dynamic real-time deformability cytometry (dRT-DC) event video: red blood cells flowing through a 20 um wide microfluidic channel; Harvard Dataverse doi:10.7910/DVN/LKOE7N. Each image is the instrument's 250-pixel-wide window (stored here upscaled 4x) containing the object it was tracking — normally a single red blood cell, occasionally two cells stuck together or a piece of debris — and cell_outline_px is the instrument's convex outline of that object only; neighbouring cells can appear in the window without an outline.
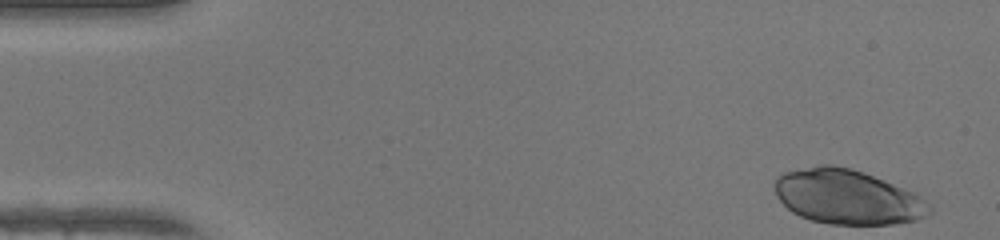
{"species": "human", "species_latin": "Homo sapiens", "temperature_condition": "warm", "stored_images_in_passage": 47, "camera_frame_rate_fps": 3000, "um_per_image_px": 0.085, "donor": {"sex": "female"}, "frame": {"image": 1, "passage_image": 1, "time_ms": 0.0, "image_size_px": [1000, 240], "cell_outline_px": [[932, 212], [916, 220], [892, 224], [828, 224], [812, 220], [800, 216], [792, 212], [776, 196], [776, 176], [784, 172], [820, 164], [832, 164], [852, 168], [884, 180], [912, 192], [920, 196], [932, 208]], "centroid_in_image_um": [72.01, 16.73], "position_along_channel_um": 13.0, "area_um2": 49.01}}
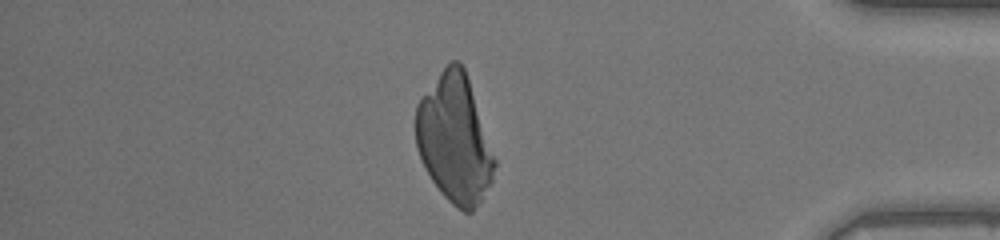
{"frame": {"image": 2, "passage_image": 40, "time_ms": 13.0, "image_size_px": [1000, 240], "cell_outline_px": [[496, 164], [492, 180], [480, 200], [472, 212], [464, 212], [456, 208], [440, 192], [432, 180], [416, 148], [416, 104], [440, 72], [452, 60], [460, 60], [464, 68], [496, 160]], "centroid_in_image_um": [38.63, 11.82], "position_along_channel_um": 396.6, "area_um2": 57.92}}
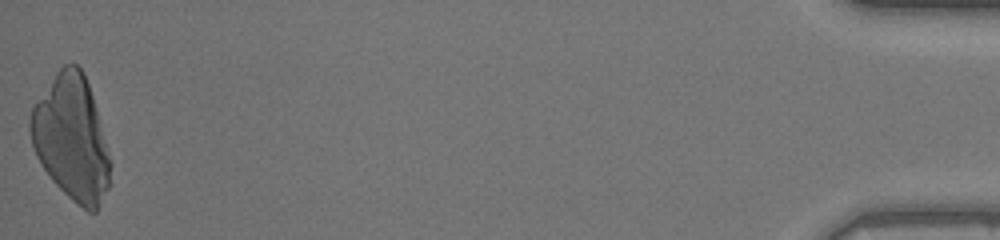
{"frame": {"image": 3, "passage_image": 47, "time_ms": 15.333, "image_size_px": [1000, 240], "cell_outline_px": [[112, 164], [108, 188], [96, 212], [88, 212], [72, 200], [52, 180], [40, 164], [36, 156], [32, 144], [28, 128], [28, 124], [32, 108], [56, 72], [64, 64], [76, 64], [84, 72], [96, 108]], "centroid_in_image_um": [6.07, 11.76], "position_along_channel_um": 429.1, "area_um2": 57.86}}